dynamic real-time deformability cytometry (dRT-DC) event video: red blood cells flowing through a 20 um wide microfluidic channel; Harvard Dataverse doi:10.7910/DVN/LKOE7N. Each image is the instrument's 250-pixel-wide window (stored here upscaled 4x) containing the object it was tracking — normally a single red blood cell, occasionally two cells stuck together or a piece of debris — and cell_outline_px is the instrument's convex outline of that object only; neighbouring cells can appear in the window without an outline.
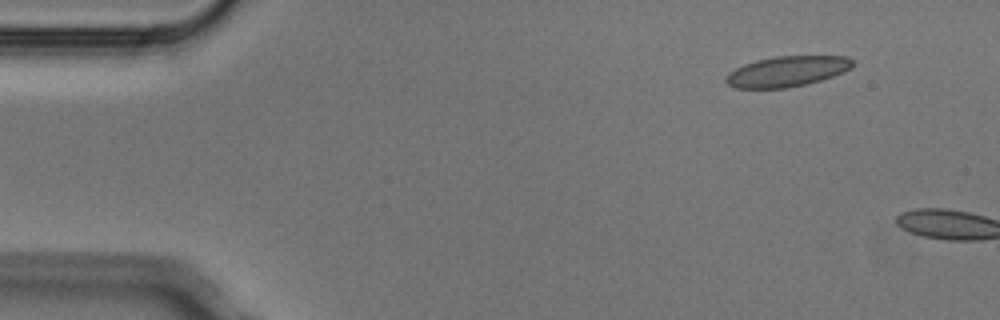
{"species": "Egyptian fruit bat (a non-hibernating species)", "species_latin": "Rousettus aegyptiacus", "temperature_condition": "cold", "stored_images_in_passage": 2, "camera_frame_rate_fps": 3000, "um_per_image_px": 0.085, "animal": {"sex": "male"}, "frame": {"image": 1, "passage_image": 1, "time_ms": 0.0, "image_size_px": [1000, 320], "cell_outline_px": [[856, 60], [852, 68], [844, 72], [808, 84], [788, 88], [736, 88], [728, 84], [724, 80], [728, 72], [744, 64], [756, 60], [776, 56], [848, 56]], "centroid_in_image_um": [66.93, 6.06], "position_along_channel_um": 18.1, "area_um2": 22.72}}